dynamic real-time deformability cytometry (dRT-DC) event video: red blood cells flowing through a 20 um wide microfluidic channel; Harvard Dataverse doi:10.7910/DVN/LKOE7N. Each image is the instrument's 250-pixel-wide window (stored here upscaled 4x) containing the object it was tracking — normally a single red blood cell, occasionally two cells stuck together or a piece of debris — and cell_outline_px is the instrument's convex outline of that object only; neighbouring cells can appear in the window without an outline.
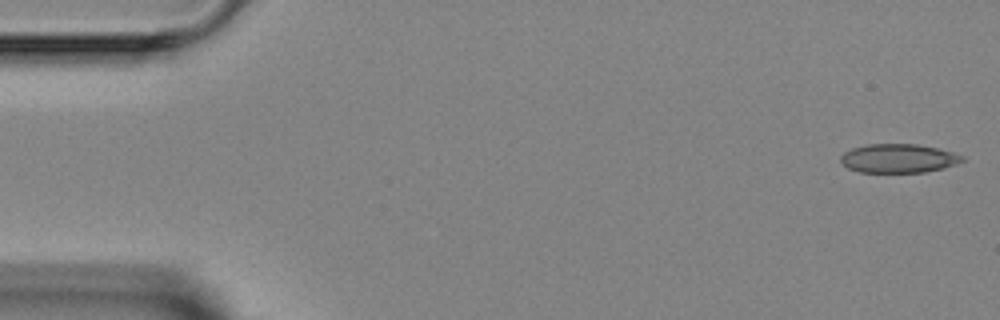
{"species": "Egyptian fruit bat (a non-hibernating species)", "species_latin": "Rousettus aegyptiacus", "temperature_condition": "room temperature", "stored_images_in_passage": 8, "camera_frame_rate_fps": 3000, "um_per_image_px": 0.085, "animal": {"sex": "female"}, "frame": {"image": 1, "passage_image": 1, "time_ms": 0.0, "image_size_px": [1000, 320], "cell_outline_px": [[964, 160], [956, 164], [944, 168], [924, 172], [860, 172], [848, 168], [840, 160], [840, 156], [844, 152], [852, 148], [868, 144], [916, 144], [940, 148], [964, 156]], "centroid_in_image_um": [76.38, 13.45], "position_along_channel_um": 8.6, "area_um2": 20.46}}
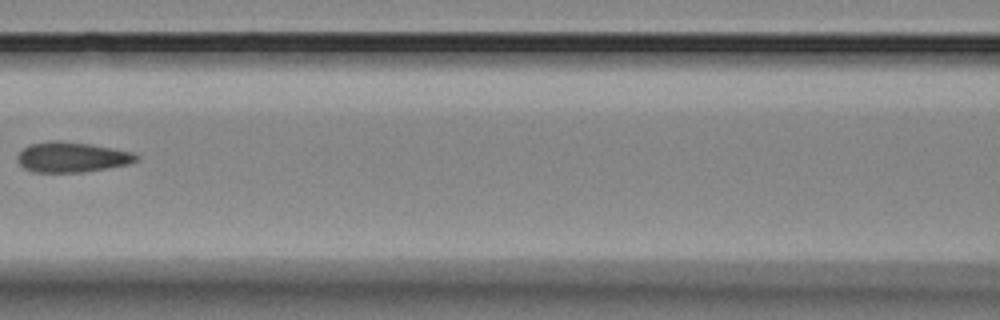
{"frame": {"image": 2, "passage_image": 6, "time_ms": 6.667, "image_size_px": [1000, 320], "cell_outline_px": [[140, 160], [128, 164], [84, 172], [32, 172], [24, 168], [16, 160], [16, 156], [24, 148], [32, 144], [52, 140], [56, 140], [88, 144], [112, 148], [132, 152], [140, 156]], "centroid_in_image_um": [6.11, 13.36], "position_along_channel_um": 160.5, "area_um2": 20.87}}
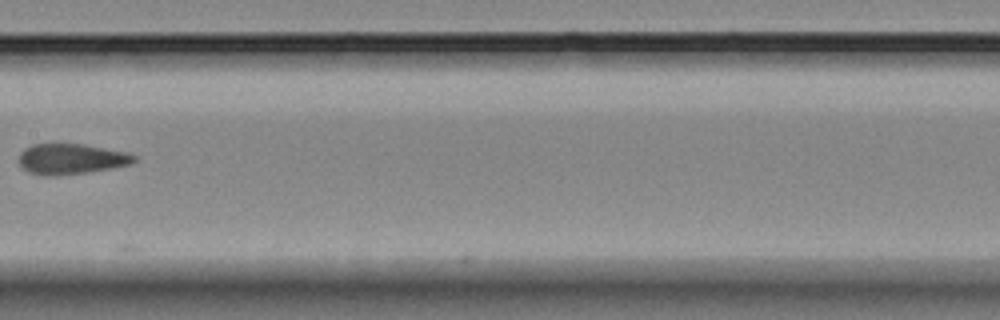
{"frame": {"image": 3, "passage_image": 7, "time_ms": 7.667, "image_size_px": [1000, 320], "cell_outline_px": [[136, 160], [132, 164], [112, 168], [88, 172], [56, 176], [48, 176], [28, 172], [16, 160], [20, 152], [24, 148], [32, 144], [52, 140], [84, 144], [128, 152], [136, 156]], "centroid_in_image_um": [5.99, 13.46], "position_along_channel_um": 201.4, "area_um2": 21.5}}